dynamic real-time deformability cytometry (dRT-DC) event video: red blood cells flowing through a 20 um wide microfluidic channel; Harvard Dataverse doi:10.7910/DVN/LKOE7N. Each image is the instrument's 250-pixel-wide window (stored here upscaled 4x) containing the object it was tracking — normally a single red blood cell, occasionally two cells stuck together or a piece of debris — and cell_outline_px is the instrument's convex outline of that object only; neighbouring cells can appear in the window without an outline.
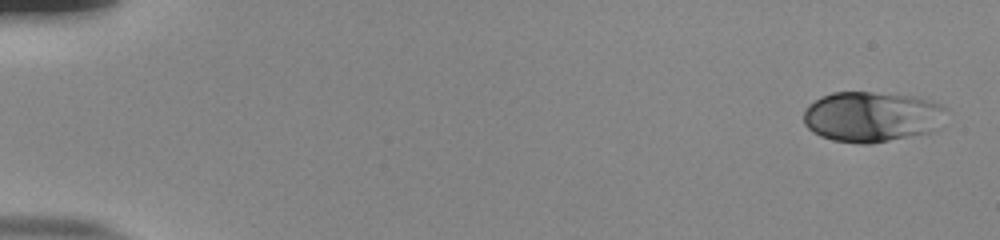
{"species": "human", "species_latin": "Homo sapiens", "temperature_condition": "room temperature", "stored_images_in_passage": 50, "camera_frame_rate_fps": 3000, "um_per_image_px": 0.085, "donor": {"sex": "male"}, "frame": {"image": 1, "passage_image": 1, "time_ms": 0.0, "image_size_px": [1000, 240], "cell_outline_px": [[948, 108], [940, 128], [936, 132], [868, 144], [860, 144], [832, 140], [820, 136], [812, 132], [804, 124], [804, 108], [808, 104], [820, 96], [832, 92], [872, 92], [912, 96], [932, 100]], "centroid_in_image_um": [74.14, 9.92], "position_along_channel_um": 10.9, "area_um2": 42.71}}
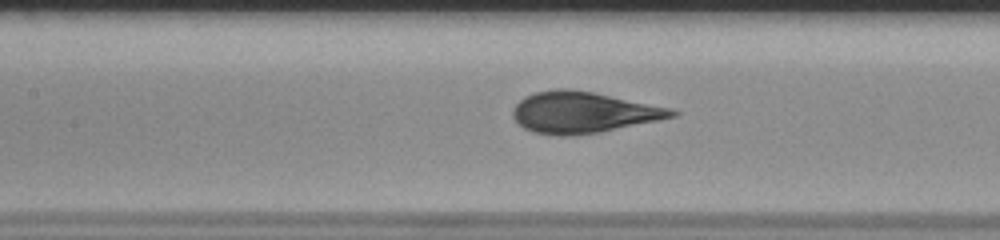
{"frame": {"image": 2, "passage_image": 25, "time_ms": 8.0, "image_size_px": [1000, 240], "cell_outline_px": [[680, 112], [676, 116], [600, 132], [572, 136], [556, 136], [532, 132], [524, 128], [512, 116], [512, 108], [524, 96], [536, 92], [560, 88], [568, 88], [592, 92], [672, 108]], "centroid_in_image_um": [49.53, 9.56], "position_along_channel_um": 157.9, "area_um2": 38.09}}
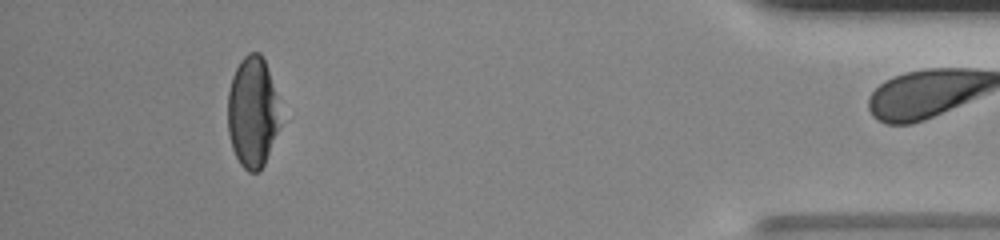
{"frame": {"image": 3, "passage_image": 49, "time_ms": 16.0, "image_size_px": [1000, 240], "cell_outline_px": [[280, 124], [264, 164], [260, 172], [248, 172], [240, 164], [232, 148], [228, 132], [228, 92], [232, 76], [240, 60], [248, 52], [260, 52], [268, 68]], "centroid_in_image_um": [21.42, 9.55], "position_along_channel_um": 413.8, "area_um2": 33.29}}